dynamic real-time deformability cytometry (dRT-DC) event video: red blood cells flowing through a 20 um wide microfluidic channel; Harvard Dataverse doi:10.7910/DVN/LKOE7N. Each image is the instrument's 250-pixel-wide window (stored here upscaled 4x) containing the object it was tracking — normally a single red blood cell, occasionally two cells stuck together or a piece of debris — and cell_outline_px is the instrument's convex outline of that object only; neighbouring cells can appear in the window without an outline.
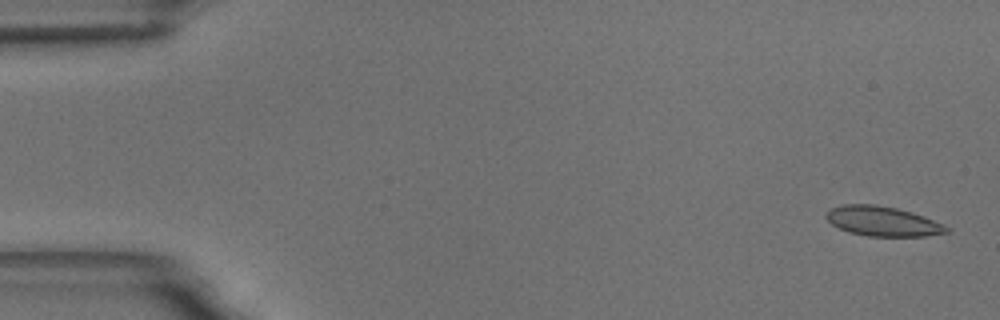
{"species": "common noctule bat (a hibernating species)", "species_latin": "Nyctalus noctula", "temperature_condition": "room temperature", "stored_images_in_passage": 7, "camera_frame_rate_fps": 3000, "um_per_image_px": 0.085, "animal": {"sex": "male", "body_mass_g": 18.8}, "frame": {"image": 1, "passage_image": 1, "time_ms": 0.0, "image_size_px": [1000, 320], "cell_outline_px": [[952, 232], [924, 236], [868, 236], [848, 232], [832, 224], [824, 216], [832, 208], [840, 204], [876, 204], [896, 208], [912, 212], [924, 216], [944, 224], [952, 228]], "centroid_in_image_um": [75.08, 18.8], "position_along_channel_um": 9.9, "area_um2": 21.04}}
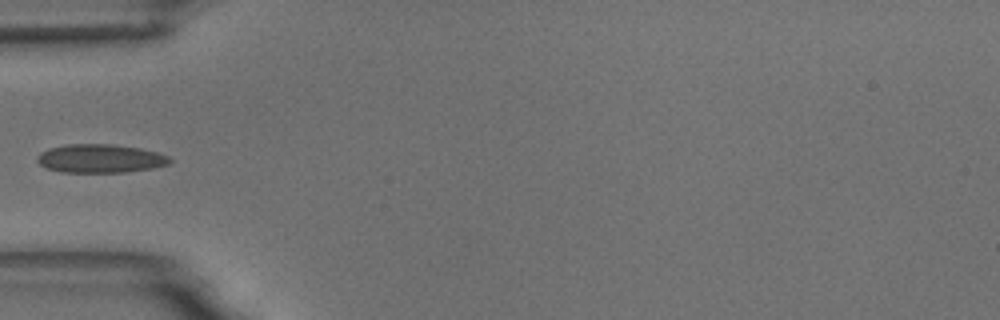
{"frame": {"image": 2, "passage_image": 6, "time_ms": 5.667, "image_size_px": [1000, 320], "cell_outline_px": [[172, 160], [168, 164], [152, 168], [124, 172], [60, 172], [44, 168], [36, 160], [36, 156], [40, 152], [48, 148], [68, 144], [112, 144], [140, 148], [156, 152], [168, 156]], "centroid_in_image_um": [8.47, 13.47], "position_along_channel_um": 76.5, "area_um2": 22.14}}
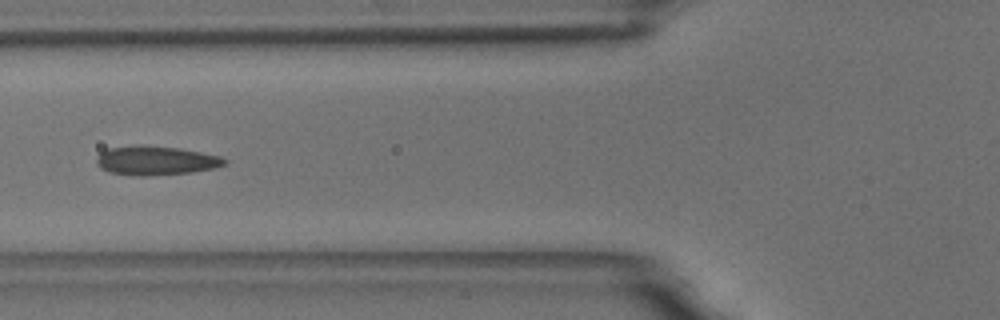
{"frame": {"image": 3, "passage_image": 7, "time_ms": 6.667, "image_size_px": [1000, 320], "cell_outline_px": [[228, 164], [216, 168], [192, 172], [148, 176], [132, 176], [108, 172], [100, 168], [96, 164], [96, 160], [100, 152], [108, 148], [180, 148], [220, 156], [228, 160]], "centroid_in_image_um": [13.29, 13.71], "position_along_channel_um": 112.5, "area_um2": 21.1}}